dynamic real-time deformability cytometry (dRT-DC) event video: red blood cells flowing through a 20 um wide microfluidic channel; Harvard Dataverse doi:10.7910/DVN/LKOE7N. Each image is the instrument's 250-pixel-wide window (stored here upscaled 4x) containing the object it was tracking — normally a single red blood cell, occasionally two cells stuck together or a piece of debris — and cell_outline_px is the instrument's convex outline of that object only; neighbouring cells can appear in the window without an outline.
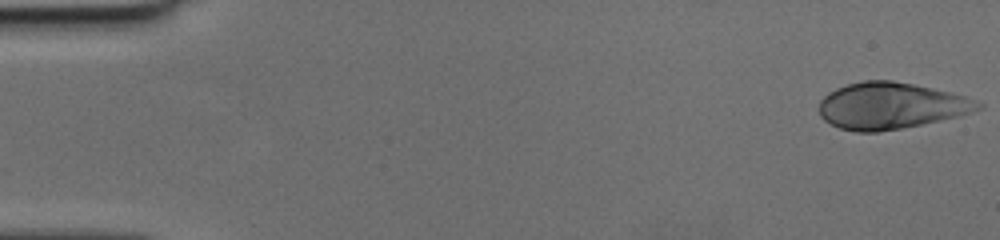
{"species": "human", "species_latin": "Homo sapiens", "temperature_condition": "cold", "stored_images_in_passage": 49, "camera_frame_rate_fps": 3000, "um_per_image_px": 0.085, "donor": {"sex": "female"}, "frame": {"image": 1, "passage_image": 1, "time_ms": 0.0, "image_size_px": [1000, 240], "cell_outline_px": [[984, 108], [960, 116], [900, 128], [876, 132], [856, 132], [840, 128], [824, 120], [820, 116], [820, 100], [828, 92], [836, 88], [848, 84], [864, 80], [892, 80], [912, 84], [948, 92], [964, 96], [976, 100], [984, 104]], "centroid_in_image_um": [75.71, 8.99], "position_along_channel_um": 9.3, "area_um2": 42.83}}
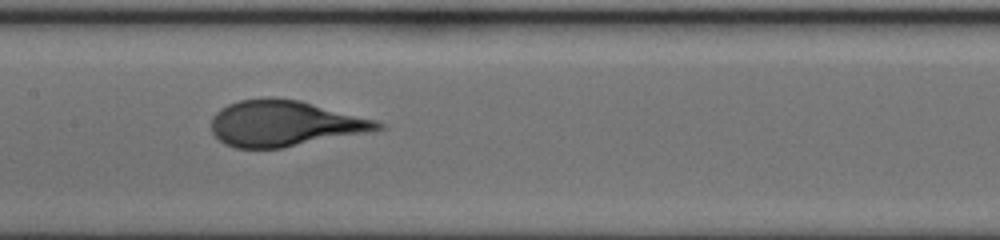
{"frame": {"image": 2, "passage_image": 25, "time_ms": 8.0, "image_size_px": [1000, 240], "cell_outline_px": [[384, 128], [284, 148], [236, 148], [224, 144], [212, 132], [212, 116], [220, 108], [228, 104], [240, 100], [264, 96], [272, 96], [300, 100], [376, 120], [384, 124]], "centroid_in_image_um": [24.13, 10.47], "position_along_channel_um": 183.3, "area_um2": 44.39}}
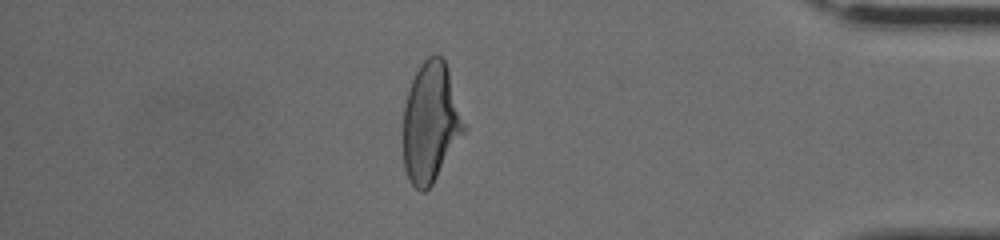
{"frame": {"image": 3, "passage_image": 43, "time_ms": 14.0, "image_size_px": [1000, 240], "cell_outline_px": [[468, 128], [432, 184], [424, 192], [420, 192], [408, 180], [404, 168], [404, 104], [408, 88], [420, 64], [428, 56], [436, 52], [444, 60]], "centroid_in_image_um": [36.62, 10.41], "position_along_channel_um": 398.6, "area_um2": 42.66}}